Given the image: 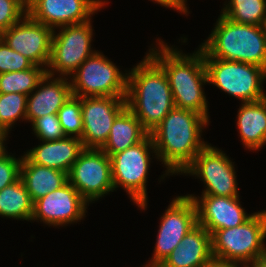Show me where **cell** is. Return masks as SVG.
Listing matches in <instances>:
<instances>
[{
  "label": "cell",
  "instance_id": "obj_19",
  "mask_svg": "<svg viewBox=\"0 0 266 267\" xmlns=\"http://www.w3.org/2000/svg\"><path fill=\"white\" fill-rule=\"evenodd\" d=\"M212 258L211 234L197 224L159 267H203Z\"/></svg>",
  "mask_w": 266,
  "mask_h": 267
},
{
  "label": "cell",
  "instance_id": "obj_29",
  "mask_svg": "<svg viewBox=\"0 0 266 267\" xmlns=\"http://www.w3.org/2000/svg\"><path fill=\"white\" fill-rule=\"evenodd\" d=\"M35 135L42 141L59 140L65 137L57 114L46 115L32 122Z\"/></svg>",
  "mask_w": 266,
  "mask_h": 267
},
{
  "label": "cell",
  "instance_id": "obj_12",
  "mask_svg": "<svg viewBox=\"0 0 266 267\" xmlns=\"http://www.w3.org/2000/svg\"><path fill=\"white\" fill-rule=\"evenodd\" d=\"M233 165L223 151L207 144L182 173L202 179L207 187L202 195L238 197Z\"/></svg>",
  "mask_w": 266,
  "mask_h": 267
},
{
  "label": "cell",
  "instance_id": "obj_28",
  "mask_svg": "<svg viewBox=\"0 0 266 267\" xmlns=\"http://www.w3.org/2000/svg\"><path fill=\"white\" fill-rule=\"evenodd\" d=\"M65 136L75 135L81 138L83 134V120L81 111V97L72 96L57 113Z\"/></svg>",
  "mask_w": 266,
  "mask_h": 267
},
{
  "label": "cell",
  "instance_id": "obj_10",
  "mask_svg": "<svg viewBox=\"0 0 266 267\" xmlns=\"http://www.w3.org/2000/svg\"><path fill=\"white\" fill-rule=\"evenodd\" d=\"M68 182L87 203L113 192L111 158L102 149L84 148L68 173Z\"/></svg>",
  "mask_w": 266,
  "mask_h": 267
},
{
  "label": "cell",
  "instance_id": "obj_16",
  "mask_svg": "<svg viewBox=\"0 0 266 267\" xmlns=\"http://www.w3.org/2000/svg\"><path fill=\"white\" fill-rule=\"evenodd\" d=\"M87 202L78 191L67 182L33 203L31 220H41L46 224L60 226L81 220L85 216Z\"/></svg>",
  "mask_w": 266,
  "mask_h": 267
},
{
  "label": "cell",
  "instance_id": "obj_9",
  "mask_svg": "<svg viewBox=\"0 0 266 267\" xmlns=\"http://www.w3.org/2000/svg\"><path fill=\"white\" fill-rule=\"evenodd\" d=\"M90 22L89 20L80 24L62 26L58 34L53 31L48 75L54 77L56 71L64 77L72 75L88 57L95 53L91 49L93 29Z\"/></svg>",
  "mask_w": 266,
  "mask_h": 267
},
{
  "label": "cell",
  "instance_id": "obj_26",
  "mask_svg": "<svg viewBox=\"0 0 266 267\" xmlns=\"http://www.w3.org/2000/svg\"><path fill=\"white\" fill-rule=\"evenodd\" d=\"M221 13L237 23L261 26L266 15V0H230Z\"/></svg>",
  "mask_w": 266,
  "mask_h": 267
},
{
  "label": "cell",
  "instance_id": "obj_20",
  "mask_svg": "<svg viewBox=\"0 0 266 267\" xmlns=\"http://www.w3.org/2000/svg\"><path fill=\"white\" fill-rule=\"evenodd\" d=\"M43 144L27 151L25 156L34 164L69 173L84 149L80 138L65 136L59 140L42 141Z\"/></svg>",
  "mask_w": 266,
  "mask_h": 267
},
{
  "label": "cell",
  "instance_id": "obj_34",
  "mask_svg": "<svg viewBox=\"0 0 266 267\" xmlns=\"http://www.w3.org/2000/svg\"><path fill=\"white\" fill-rule=\"evenodd\" d=\"M203 267H239V264H234L228 261L212 258Z\"/></svg>",
  "mask_w": 266,
  "mask_h": 267
},
{
  "label": "cell",
  "instance_id": "obj_33",
  "mask_svg": "<svg viewBox=\"0 0 266 267\" xmlns=\"http://www.w3.org/2000/svg\"><path fill=\"white\" fill-rule=\"evenodd\" d=\"M157 2L158 4H161L162 6L169 7V8H174L181 13L187 14V9L184 8L177 0H153Z\"/></svg>",
  "mask_w": 266,
  "mask_h": 267
},
{
  "label": "cell",
  "instance_id": "obj_13",
  "mask_svg": "<svg viewBox=\"0 0 266 267\" xmlns=\"http://www.w3.org/2000/svg\"><path fill=\"white\" fill-rule=\"evenodd\" d=\"M126 107V96L81 97L84 148L101 149L117 115Z\"/></svg>",
  "mask_w": 266,
  "mask_h": 267
},
{
  "label": "cell",
  "instance_id": "obj_18",
  "mask_svg": "<svg viewBox=\"0 0 266 267\" xmlns=\"http://www.w3.org/2000/svg\"><path fill=\"white\" fill-rule=\"evenodd\" d=\"M52 78L51 75H45L36 86V89H39L33 95L31 92V95L29 94L27 97L26 120L31 123L37 118L57 114L72 97L71 84L70 81H67L68 78L62 76L56 79Z\"/></svg>",
  "mask_w": 266,
  "mask_h": 267
},
{
  "label": "cell",
  "instance_id": "obj_7",
  "mask_svg": "<svg viewBox=\"0 0 266 267\" xmlns=\"http://www.w3.org/2000/svg\"><path fill=\"white\" fill-rule=\"evenodd\" d=\"M150 149L156 153L152 137L148 134L141 142L110 157L114 190L121 185L134 203L144 210L147 205L146 182Z\"/></svg>",
  "mask_w": 266,
  "mask_h": 267
},
{
  "label": "cell",
  "instance_id": "obj_38",
  "mask_svg": "<svg viewBox=\"0 0 266 267\" xmlns=\"http://www.w3.org/2000/svg\"><path fill=\"white\" fill-rule=\"evenodd\" d=\"M184 8H186L187 9V7H186V1L185 0H177Z\"/></svg>",
  "mask_w": 266,
  "mask_h": 267
},
{
  "label": "cell",
  "instance_id": "obj_37",
  "mask_svg": "<svg viewBox=\"0 0 266 267\" xmlns=\"http://www.w3.org/2000/svg\"><path fill=\"white\" fill-rule=\"evenodd\" d=\"M262 29H263V32H264V35L266 37V15L264 17V20H263V23H262Z\"/></svg>",
  "mask_w": 266,
  "mask_h": 267
},
{
  "label": "cell",
  "instance_id": "obj_32",
  "mask_svg": "<svg viewBox=\"0 0 266 267\" xmlns=\"http://www.w3.org/2000/svg\"><path fill=\"white\" fill-rule=\"evenodd\" d=\"M6 152V149L0 152V190L13 184L20 178L22 158L18 160Z\"/></svg>",
  "mask_w": 266,
  "mask_h": 267
},
{
  "label": "cell",
  "instance_id": "obj_21",
  "mask_svg": "<svg viewBox=\"0 0 266 267\" xmlns=\"http://www.w3.org/2000/svg\"><path fill=\"white\" fill-rule=\"evenodd\" d=\"M20 178L34 203L65 185L68 182V173L34 164L24 155L20 166Z\"/></svg>",
  "mask_w": 266,
  "mask_h": 267
},
{
  "label": "cell",
  "instance_id": "obj_8",
  "mask_svg": "<svg viewBox=\"0 0 266 267\" xmlns=\"http://www.w3.org/2000/svg\"><path fill=\"white\" fill-rule=\"evenodd\" d=\"M72 96H126L127 73L119 71L102 53L95 51L72 74ZM82 92V93H81Z\"/></svg>",
  "mask_w": 266,
  "mask_h": 267
},
{
  "label": "cell",
  "instance_id": "obj_14",
  "mask_svg": "<svg viewBox=\"0 0 266 267\" xmlns=\"http://www.w3.org/2000/svg\"><path fill=\"white\" fill-rule=\"evenodd\" d=\"M53 31L52 28L38 23L26 14L23 19L1 32L0 38L34 65L48 67Z\"/></svg>",
  "mask_w": 266,
  "mask_h": 267
},
{
  "label": "cell",
  "instance_id": "obj_5",
  "mask_svg": "<svg viewBox=\"0 0 266 267\" xmlns=\"http://www.w3.org/2000/svg\"><path fill=\"white\" fill-rule=\"evenodd\" d=\"M266 211L257 212L243 224L211 234L213 258L243 266L266 253Z\"/></svg>",
  "mask_w": 266,
  "mask_h": 267
},
{
  "label": "cell",
  "instance_id": "obj_23",
  "mask_svg": "<svg viewBox=\"0 0 266 267\" xmlns=\"http://www.w3.org/2000/svg\"><path fill=\"white\" fill-rule=\"evenodd\" d=\"M149 133L125 107L114 119L108 140L101 148L109 157L141 142Z\"/></svg>",
  "mask_w": 266,
  "mask_h": 267
},
{
  "label": "cell",
  "instance_id": "obj_3",
  "mask_svg": "<svg viewBox=\"0 0 266 267\" xmlns=\"http://www.w3.org/2000/svg\"><path fill=\"white\" fill-rule=\"evenodd\" d=\"M159 42L161 49L152 48L148 55L164 70L175 107L191 110L209 120L208 104L202 90L203 83L208 82L203 52L198 49L193 55H182L163 41Z\"/></svg>",
  "mask_w": 266,
  "mask_h": 267
},
{
  "label": "cell",
  "instance_id": "obj_24",
  "mask_svg": "<svg viewBox=\"0 0 266 267\" xmlns=\"http://www.w3.org/2000/svg\"><path fill=\"white\" fill-rule=\"evenodd\" d=\"M33 202L21 178L0 190V216L31 220Z\"/></svg>",
  "mask_w": 266,
  "mask_h": 267
},
{
  "label": "cell",
  "instance_id": "obj_30",
  "mask_svg": "<svg viewBox=\"0 0 266 267\" xmlns=\"http://www.w3.org/2000/svg\"><path fill=\"white\" fill-rule=\"evenodd\" d=\"M27 14V0H0V33Z\"/></svg>",
  "mask_w": 266,
  "mask_h": 267
},
{
  "label": "cell",
  "instance_id": "obj_1",
  "mask_svg": "<svg viewBox=\"0 0 266 267\" xmlns=\"http://www.w3.org/2000/svg\"><path fill=\"white\" fill-rule=\"evenodd\" d=\"M208 119L191 110L174 107L149 134L157 158L167 166V174L182 173L207 145L201 133Z\"/></svg>",
  "mask_w": 266,
  "mask_h": 267
},
{
  "label": "cell",
  "instance_id": "obj_2",
  "mask_svg": "<svg viewBox=\"0 0 266 267\" xmlns=\"http://www.w3.org/2000/svg\"><path fill=\"white\" fill-rule=\"evenodd\" d=\"M127 75L126 107L150 133L175 107L167 76L148 54Z\"/></svg>",
  "mask_w": 266,
  "mask_h": 267
},
{
  "label": "cell",
  "instance_id": "obj_15",
  "mask_svg": "<svg viewBox=\"0 0 266 267\" xmlns=\"http://www.w3.org/2000/svg\"><path fill=\"white\" fill-rule=\"evenodd\" d=\"M104 5L102 0H27V14L54 29L87 22Z\"/></svg>",
  "mask_w": 266,
  "mask_h": 267
},
{
  "label": "cell",
  "instance_id": "obj_25",
  "mask_svg": "<svg viewBox=\"0 0 266 267\" xmlns=\"http://www.w3.org/2000/svg\"><path fill=\"white\" fill-rule=\"evenodd\" d=\"M47 75V68L34 65L23 71L0 74V93H21L29 95L36 90L39 82Z\"/></svg>",
  "mask_w": 266,
  "mask_h": 267
},
{
  "label": "cell",
  "instance_id": "obj_11",
  "mask_svg": "<svg viewBox=\"0 0 266 267\" xmlns=\"http://www.w3.org/2000/svg\"><path fill=\"white\" fill-rule=\"evenodd\" d=\"M196 225L197 211L194 201L188 196L174 198L161 217L154 256L145 267L160 266Z\"/></svg>",
  "mask_w": 266,
  "mask_h": 267
},
{
  "label": "cell",
  "instance_id": "obj_35",
  "mask_svg": "<svg viewBox=\"0 0 266 267\" xmlns=\"http://www.w3.org/2000/svg\"><path fill=\"white\" fill-rule=\"evenodd\" d=\"M250 267H266V253L250 264Z\"/></svg>",
  "mask_w": 266,
  "mask_h": 267
},
{
  "label": "cell",
  "instance_id": "obj_31",
  "mask_svg": "<svg viewBox=\"0 0 266 267\" xmlns=\"http://www.w3.org/2000/svg\"><path fill=\"white\" fill-rule=\"evenodd\" d=\"M34 64L0 38V74L30 69Z\"/></svg>",
  "mask_w": 266,
  "mask_h": 267
},
{
  "label": "cell",
  "instance_id": "obj_27",
  "mask_svg": "<svg viewBox=\"0 0 266 267\" xmlns=\"http://www.w3.org/2000/svg\"><path fill=\"white\" fill-rule=\"evenodd\" d=\"M27 97L21 93H0V131L6 137L18 119L26 120Z\"/></svg>",
  "mask_w": 266,
  "mask_h": 267
},
{
  "label": "cell",
  "instance_id": "obj_4",
  "mask_svg": "<svg viewBox=\"0 0 266 267\" xmlns=\"http://www.w3.org/2000/svg\"><path fill=\"white\" fill-rule=\"evenodd\" d=\"M200 50L203 58L250 63L266 70V37L262 26L237 23L220 15Z\"/></svg>",
  "mask_w": 266,
  "mask_h": 267
},
{
  "label": "cell",
  "instance_id": "obj_22",
  "mask_svg": "<svg viewBox=\"0 0 266 267\" xmlns=\"http://www.w3.org/2000/svg\"><path fill=\"white\" fill-rule=\"evenodd\" d=\"M237 125L241 140L247 149L258 150L266 143V98L242 103Z\"/></svg>",
  "mask_w": 266,
  "mask_h": 267
},
{
  "label": "cell",
  "instance_id": "obj_17",
  "mask_svg": "<svg viewBox=\"0 0 266 267\" xmlns=\"http://www.w3.org/2000/svg\"><path fill=\"white\" fill-rule=\"evenodd\" d=\"M190 197L196 206L197 224L210 234L216 230L233 228L246 222L252 215H247L241 207L238 197L202 195ZM201 199V200H200Z\"/></svg>",
  "mask_w": 266,
  "mask_h": 267
},
{
  "label": "cell",
  "instance_id": "obj_36",
  "mask_svg": "<svg viewBox=\"0 0 266 267\" xmlns=\"http://www.w3.org/2000/svg\"><path fill=\"white\" fill-rule=\"evenodd\" d=\"M6 136L0 131V152L5 149L4 141H6Z\"/></svg>",
  "mask_w": 266,
  "mask_h": 267
},
{
  "label": "cell",
  "instance_id": "obj_6",
  "mask_svg": "<svg viewBox=\"0 0 266 267\" xmlns=\"http://www.w3.org/2000/svg\"><path fill=\"white\" fill-rule=\"evenodd\" d=\"M207 79L224 92L239 98L243 103L266 98L262 82L266 70L260 66L217 58H204Z\"/></svg>",
  "mask_w": 266,
  "mask_h": 267
}]
</instances>
